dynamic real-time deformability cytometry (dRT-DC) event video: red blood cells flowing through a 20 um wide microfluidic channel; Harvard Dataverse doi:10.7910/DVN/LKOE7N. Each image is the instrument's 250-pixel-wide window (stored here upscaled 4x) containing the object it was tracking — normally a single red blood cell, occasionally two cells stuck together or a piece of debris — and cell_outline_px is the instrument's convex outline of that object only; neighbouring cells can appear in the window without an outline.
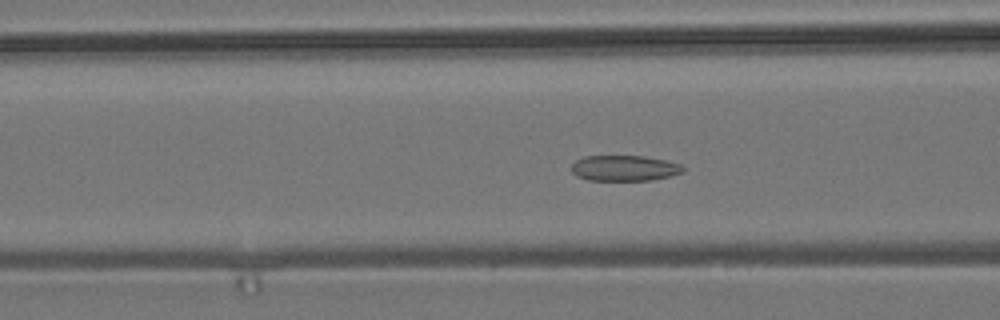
{"species": "common noctule bat (a hibernating species)", "species_latin": "Nyctalus noctula", "temperature_condition": "room temperature", "stored_images_in_passage": 56, "camera_frame_rate_fps": 3000, "um_per_image_px": 0.085, "animal": {"sex": "male", "body_mass_g": 19.2, "forearm_length_mm": 51.8}, "frame": {"image": 1, "passage_image": 22, "time_ms": 7.0, "image_size_px": [1000, 320], "cell_outline_px": [[684, 172], [652, 180], [588, 180], [576, 176], [572, 172], [572, 164], [576, 160], [584, 156], [644, 156], [664, 160], [680, 164], [684, 168]], "centroid_in_image_um": [53.05, 14.29], "position_along_channel_um": 113.5, "area_um2": 16.59}}
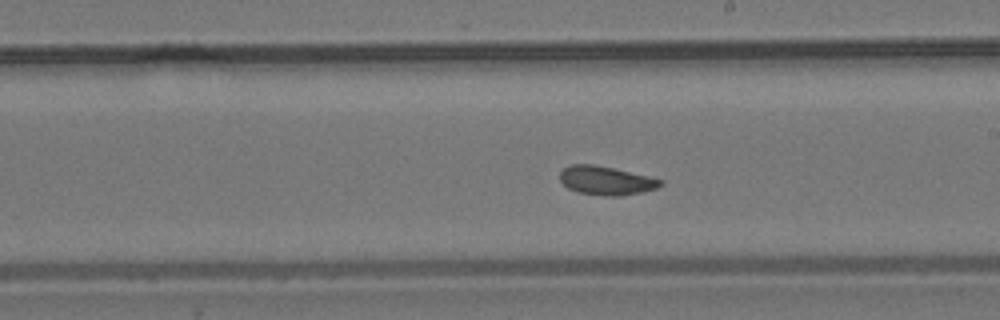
{"frame": {"image": 2, "passage_image": 32, "time_ms": 10.333, "image_size_px": [1000, 320], "cell_outline_px": [[664, 184], [656, 188], [640, 192], [620, 196], [604, 196], [576, 192], [568, 188], [560, 180], [560, 172], [564, 168], [572, 164], [592, 164], [612, 168], [648, 176], [664, 180]], "centroid_in_image_um": [51.51, 15.35], "position_along_channel_um": 237.5, "area_um2": 16.76}}
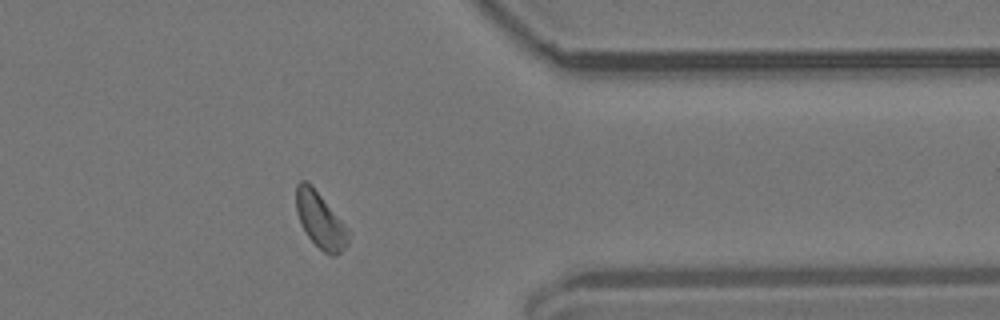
{"frame": {"image": 3, "passage_image": 45, "time_ms": 14.667, "image_size_px": [1000, 320], "cell_outline_px": [[348, 244], [336, 256], [332, 256], [324, 252], [308, 236], [296, 212], [296, 184], [300, 180], [308, 180], [312, 184], [344, 224], [348, 232]], "centroid_in_image_um": [27.2, 18.67], "position_along_channel_um": 384.2, "area_um2": 16.7}, "authors_computed_cell_mechanics": {"area_um2": 17.2244, "velocity_mm_per_s": 3.714, "shape_relaxation_time_tau1_ms": null, "shape_relaxation_time_tau2_ms": 3.1641, "deformation_change_tau1": null, "deformation_change_tau2": 0.0912}}